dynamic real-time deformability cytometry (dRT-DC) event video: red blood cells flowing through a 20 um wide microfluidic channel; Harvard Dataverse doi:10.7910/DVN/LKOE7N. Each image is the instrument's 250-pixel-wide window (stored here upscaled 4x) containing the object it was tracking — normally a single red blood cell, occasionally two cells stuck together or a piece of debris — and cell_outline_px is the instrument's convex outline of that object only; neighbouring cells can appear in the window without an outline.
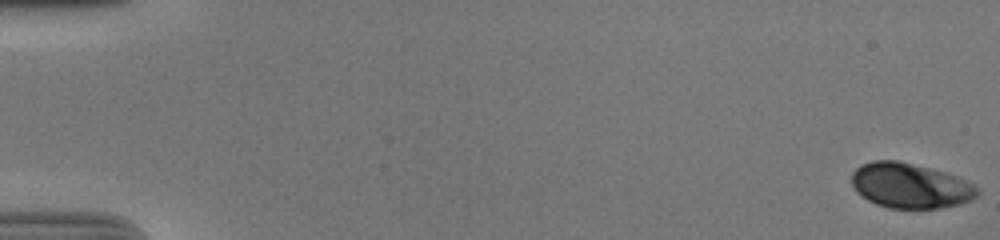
{"species": "human", "species_latin": "Homo sapiens", "temperature_condition": "cold", "stored_images_in_passage": 52, "camera_frame_rate_fps": 3000, "um_per_image_px": 0.085, "donor": {"sex": "male"}, "frame": {"image": 1, "passage_image": 1, "time_ms": 0.0, "image_size_px": [1000, 240], "cell_outline_px": [[980, 192], [972, 200], [960, 204], [940, 208], [888, 208], [876, 204], [868, 200], [856, 192], [852, 184], [852, 172], [860, 164], [872, 160], [900, 160], [948, 172], [980, 188]], "centroid_in_image_um": [77.37, 15.77], "position_along_channel_um": 7.6, "area_um2": 33.41}}
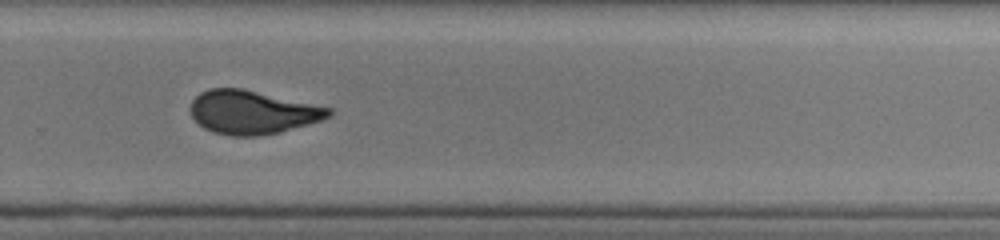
{"frame": {"image": 2, "passage_image": 36, "time_ms": 11.667, "image_size_px": [1000, 240], "cell_outline_px": [[332, 116], [308, 124], [280, 132], [260, 136], [232, 136], [212, 132], [204, 128], [192, 116], [192, 100], [200, 92], [208, 88], [244, 88], [332, 108]], "centroid_in_image_um": [21.46, 9.53], "position_along_channel_um": 308.3, "area_um2": 35.08}}
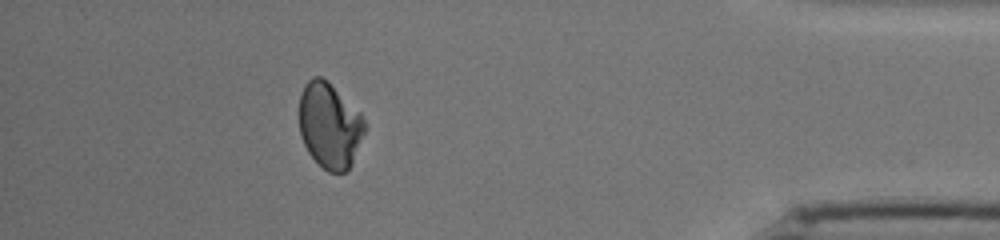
{"frame": {"image": 3, "passage_image": 47, "time_ms": 15.333, "image_size_px": [1000, 240], "cell_outline_px": [[368, 128], [352, 164], [344, 172], [328, 172], [308, 152], [300, 136], [300, 92], [304, 84], [312, 76], [320, 76], [328, 80], [360, 112]], "centroid_in_image_um": [28.04, 10.64], "position_along_channel_um": 407.2, "area_um2": 33.0}}